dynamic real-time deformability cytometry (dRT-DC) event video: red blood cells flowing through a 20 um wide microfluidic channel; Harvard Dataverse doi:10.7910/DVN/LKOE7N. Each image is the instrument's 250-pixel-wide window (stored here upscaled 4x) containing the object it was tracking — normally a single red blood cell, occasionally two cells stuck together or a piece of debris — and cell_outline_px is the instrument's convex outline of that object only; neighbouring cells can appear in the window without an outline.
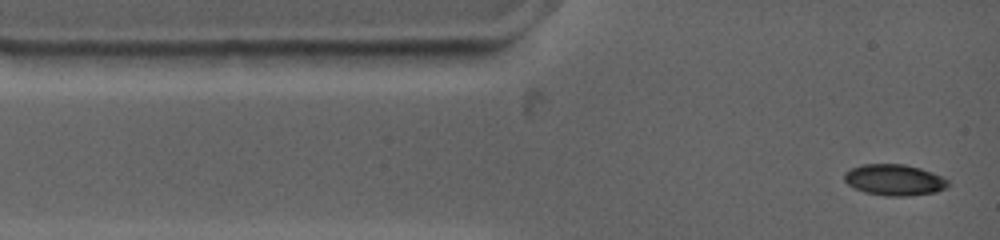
{"species": "common noctule bat (a hibernating species)", "species_latin": "Nyctalus noctula", "temperature_condition": "warm", "stored_images_in_passage": 4, "camera_frame_rate_fps": 4500, "um_per_image_px": 0.085, "animal": {"sex": "female", "body_mass_g": 19.0, "forearm_length_mm": 53.3}, "frame": {"image": 1, "passage_image": 1, "time_ms": 0.0, "image_size_px": [1000, 240], "cell_outline_px": [[948, 184], [944, 188], [936, 192], [908, 196], [888, 196], [864, 192], [848, 184], [844, 180], [844, 172], [848, 168], [860, 164], [904, 164], [920, 168], [932, 172], [948, 180]], "centroid_in_image_um": [75.97, 15.28], "position_along_channel_um": 9.0, "area_um2": 18.84}}
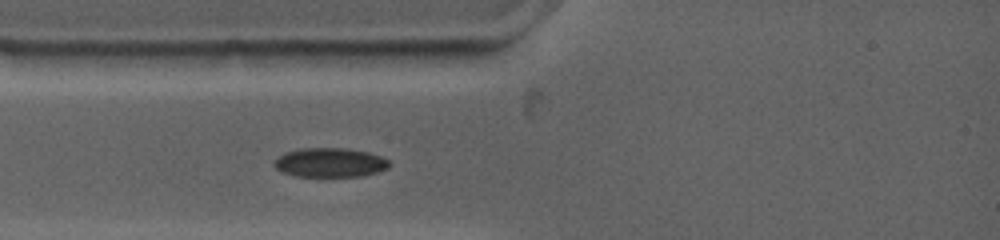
{"frame": {"image": 2, "passage_image": 4, "time_ms": 2.222, "image_size_px": [1000, 240], "cell_outline_px": [[392, 164], [388, 168], [376, 172], [360, 176], [296, 176], [280, 172], [272, 164], [272, 160], [276, 156], [284, 152], [300, 148], [348, 148], [368, 152], [380, 156], [388, 160]], "centroid_in_image_um": [27.99, 13.8], "position_along_channel_um": 57.0, "area_um2": 19.88}}